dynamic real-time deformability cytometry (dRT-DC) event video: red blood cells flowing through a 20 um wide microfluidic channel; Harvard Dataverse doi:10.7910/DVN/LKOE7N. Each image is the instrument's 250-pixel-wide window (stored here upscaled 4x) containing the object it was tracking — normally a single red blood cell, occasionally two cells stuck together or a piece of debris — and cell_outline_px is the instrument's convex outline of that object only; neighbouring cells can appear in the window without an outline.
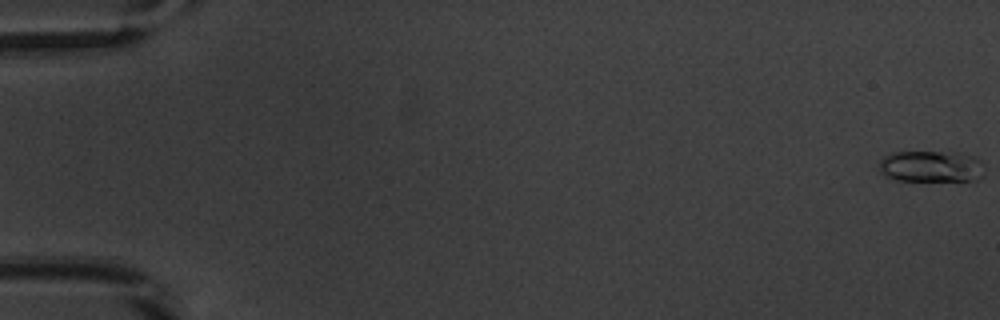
{"species": "common noctule bat (a hibernating species)", "species_latin": "Nyctalus noctula", "temperature_condition": "warm", "stored_images_in_passage": 54, "camera_frame_rate_fps": 3000, "um_per_image_px": 0.085, "animal": {"sex": "male", "body_mass_g": 20.1, "forearm_length_mm": 53.5}, "frame": {"image": 1, "passage_image": 1, "time_ms": 0.0, "image_size_px": [1000, 320], "cell_outline_px": [[984, 176], [976, 180], [896, 180], [880, 172], [880, 160], [884, 156], [892, 152], [940, 152], [976, 156], [984, 164]], "centroid_in_image_um": [79.18, 14.14], "position_along_channel_um": 5.8, "area_um2": 19.19}}
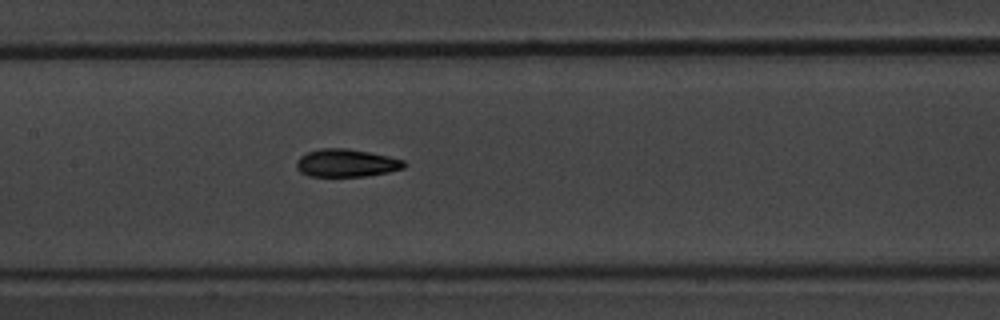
{"frame": {"image": 2, "passage_image": 27, "time_ms": 8.667, "image_size_px": [1000, 320], "cell_outline_px": [[408, 164], [404, 168], [388, 172], [368, 176], [308, 176], [300, 172], [296, 168], [296, 160], [300, 156], [308, 152], [320, 148], [348, 148], [388, 156], [404, 160]], "centroid_in_image_um": [29.43, 13.86], "position_along_channel_um": 178.0, "area_um2": 17.57}}
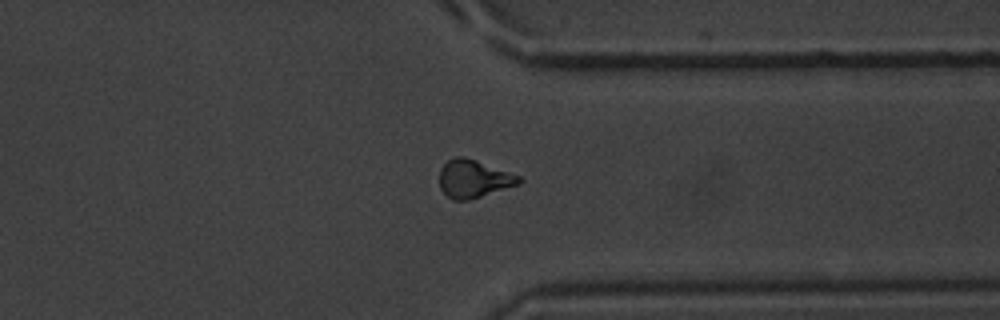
{"frame": {"image": 3, "passage_image": 42, "time_ms": 13.667, "image_size_px": [1000, 320], "cell_outline_px": [[524, 180], [520, 184], [468, 200], [452, 200], [440, 188], [440, 168], [448, 160], [456, 156], [464, 156], [476, 160], [520, 176]], "centroid_in_image_um": [40.26, 15.19], "position_along_channel_um": 371.1, "area_um2": 17.46}, "authors_computed_cell_mechanics": {"area_um2": 16.9354, "velocity_mm_per_s": 3.8909, "shape_relaxation_time_tau1_ms": 2.6036, "shape_relaxation_time_tau2_ms": 1.6821, "deformation_change_tau1": 0.131, "deformation_change_tau2": 0.0733}}